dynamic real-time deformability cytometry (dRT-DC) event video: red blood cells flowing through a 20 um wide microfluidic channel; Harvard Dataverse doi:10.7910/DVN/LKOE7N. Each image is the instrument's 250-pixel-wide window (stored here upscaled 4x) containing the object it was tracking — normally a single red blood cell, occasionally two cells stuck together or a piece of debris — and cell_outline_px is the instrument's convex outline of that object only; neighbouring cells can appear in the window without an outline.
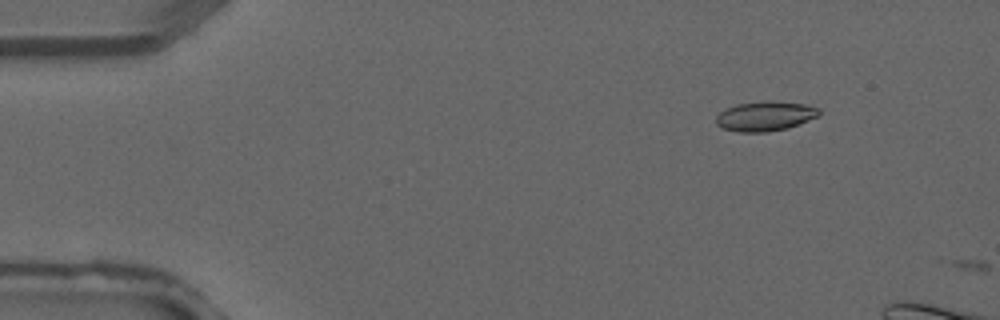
{"species": "common noctule bat (a hibernating species)", "species_latin": "Nyctalus noctula", "temperature_condition": "warm", "stored_images_in_passage": 3, "camera_frame_rate_fps": 3000, "um_per_image_px": 0.085, "animal": {"sex": "male", "forearm_length_mm": 52.5}, "frame": {"image": 1, "passage_image": 2, "time_ms": 0.333, "image_size_px": [1000, 320], "cell_outline_px": [[820, 116], [788, 128], [764, 132], [736, 132], [720, 128], [716, 124], [716, 116], [720, 112], [736, 104], [764, 100], [772, 100], [804, 104], [820, 108]], "centroid_in_image_um": [65.04, 9.87], "position_along_channel_um": 20.0, "area_um2": 18.09}}